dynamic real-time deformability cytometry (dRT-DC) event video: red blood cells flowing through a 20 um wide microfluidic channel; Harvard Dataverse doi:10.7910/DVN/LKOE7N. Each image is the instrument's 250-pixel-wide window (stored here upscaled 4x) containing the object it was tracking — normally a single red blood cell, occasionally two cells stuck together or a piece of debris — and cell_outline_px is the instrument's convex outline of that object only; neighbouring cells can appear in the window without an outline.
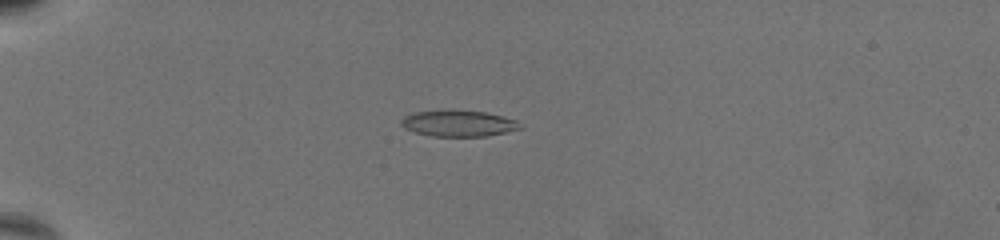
{"species": "common noctule bat (a hibernating species)", "species_latin": "Nyctalus noctula", "temperature_condition": "warm", "stored_images_in_passage": 61, "camera_frame_rate_fps": 3000, "um_per_image_px": 0.085, "animal": {"sex": "female", "body_mass_g": 19.5, "forearm_length_mm": 54.1}, "frame": {"image": 1, "passage_image": 18, "time_ms": 5.667, "image_size_px": [1000, 240], "cell_outline_px": [[524, 128], [488, 136], [432, 136], [416, 132], [404, 128], [400, 124], [400, 120], [404, 116], [416, 112], [452, 108], [484, 112], [516, 120]], "centroid_in_image_um": [38.95, 10.47], "position_along_channel_um": 46.1, "area_um2": 18.44}}
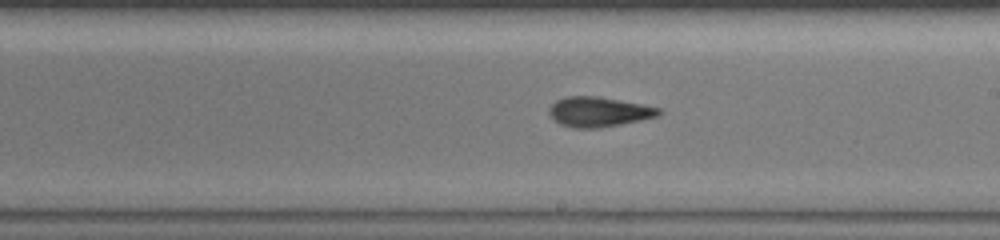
{"frame": {"image": 2, "passage_image": 38, "time_ms": 12.333, "image_size_px": [1000, 240], "cell_outline_px": [[664, 112], [660, 116], [600, 128], [572, 128], [560, 124], [552, 120], [548, 112], [548, 108], [556, 100], [568, 96], [596, 96], [640, 104], [660, 108]], "centroid_in_image_um": [50.87, 9.52], "position_along_channel_um": 238.1, "area_um2": 19.19}}
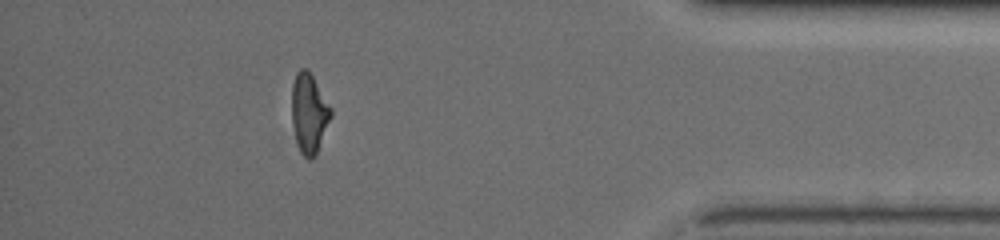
{"frame": {"image": 3, "passage_image": 55, "time_ms": 18.0, "image_size_px": [1000, 240], "cell_outline_px": [[332, 116], [316, 152], [308, 160], [300, 152], [296, 140], [292, 124], [292, 84], [296, 72], [300, 68], [308, 68], [332, 108]], "centroid_in_image_um": [26.26, 9.56], "position_along_channel_um": 408.9, "area_um2": 18.09}, "authors_computed_cell_mechanics": {"area_um2": 18.8428, "velocity_mm_per_s": 3.2407, "shape_relaxation_time_tau1_ms": 5.0444, "shape_relaxation_time_tau2_ms": 2.7577, "deformation_change_tau1": 0.1836, "deformation_change_tau2": 0.0975}}